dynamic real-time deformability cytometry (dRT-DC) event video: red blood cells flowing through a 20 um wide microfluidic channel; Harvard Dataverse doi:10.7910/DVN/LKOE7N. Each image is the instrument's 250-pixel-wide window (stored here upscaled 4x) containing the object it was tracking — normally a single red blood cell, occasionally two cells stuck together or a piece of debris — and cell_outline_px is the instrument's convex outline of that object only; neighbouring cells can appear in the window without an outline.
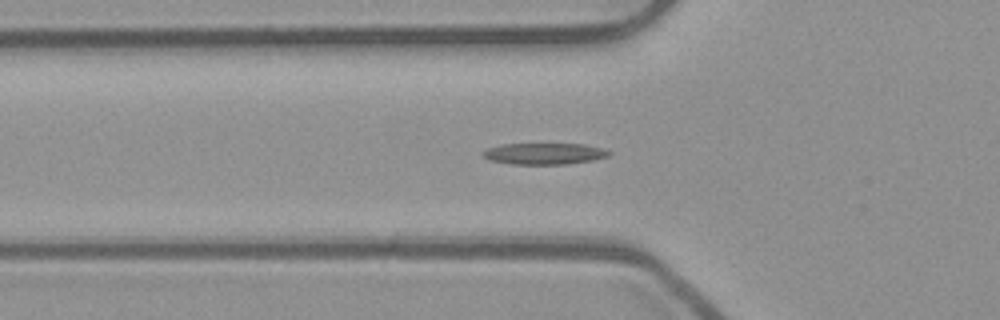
{"species": "common noctule bat (a hibernating species)", "species_latin": "Nyctalus noctula", "temperature_condition": "room temperature", "stored_images_in_passage": 49, "camera_frame_rate_fps": 3000, "um_per_image_px": 0.085, "animal": {"sex": "male", "body_mass_g": 23.1, "forearm_length_mm": 52.7}, "frame": {"image": 1, "passage_image": 13, "time_ms": 4.0, "image_size_px": [1000, 320], "cell_outline_px": [[612, 152], [608, 156], [592, 160], [568, 164], [512, 164], [488, 160], [480, 156], [480, 152], [488, 148], [500, 144], [584, 144], [604, 148]], "centroid_in_image_um": [46.22, 13.06], "position_along_channel_um": 79.6, "area_um2": 15.9}}
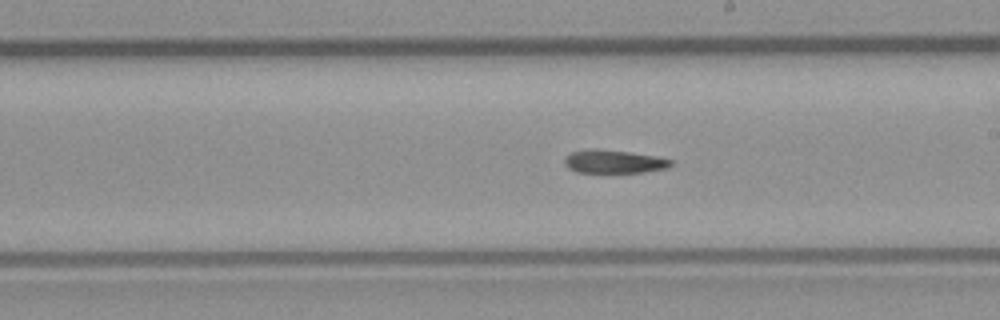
{"frame": {"image": 2, "passage_image": 25, "time_ms": 8.0, "image_size_px": [1000, 320], "cell_outline_px": [[672, 164], [668, 168], [644, 172], [576, 172], [568, 168], [564, 164], [564, 160], [572, 152], [592, 148], [596, 148], [628, 152], [652, 156], [672, 160]], "centroid_in_image_um": [52.15, 13.74], "position_along_channel_um": 236.8, "area_um2": 14.22}}
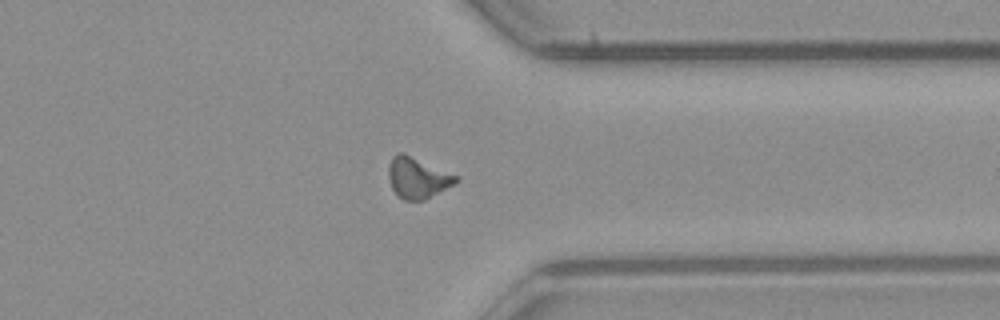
{"frame": {"image": 3, "passage_image": 36, "time_ms": 11.667, "image_size_px": [1000, 320], "cell_outline_px": [[460, 180], [424, 200], [404, 200], [392, 188], [388, 176], [388, 168], [392, 156], [396, 152], [404, 152], [460, 176]], "centroid_in_image_um": [35.5, 15.07], "position_along_channel_um": 375.9, "area_um2": 16.13}}